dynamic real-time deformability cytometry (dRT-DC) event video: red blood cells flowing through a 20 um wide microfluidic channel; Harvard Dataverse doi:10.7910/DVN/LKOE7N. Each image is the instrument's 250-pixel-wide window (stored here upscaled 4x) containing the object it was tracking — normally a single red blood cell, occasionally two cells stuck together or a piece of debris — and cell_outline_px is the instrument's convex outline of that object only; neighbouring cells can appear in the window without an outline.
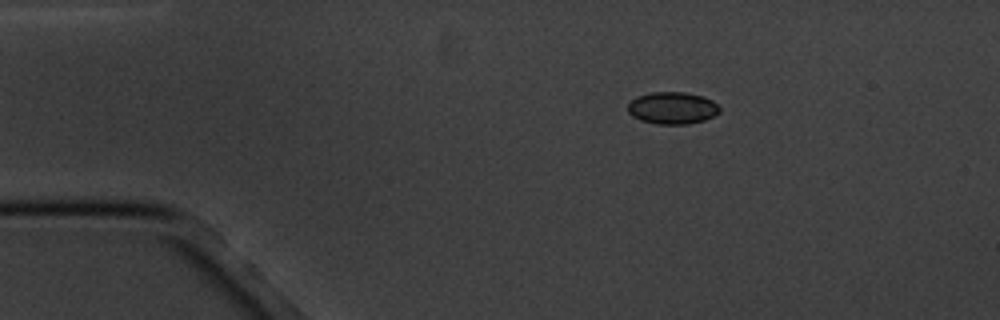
{"species": "common noctule bat (a hibernating species)", "species_latin": "Nyctalus noctula", "temperature_condition": "cold", "stored_images_in_passage": 3, "camera_frame_rate_fps": 3000, "um_per_image_px": 0.085, "animal": {"sex": "male", "body_mass_g": 20.1, "forearm_length_mm": 53.5}, "frame": {"image": 1, "passage_image": 1, "time_ms": 0.0, "image_size_px": [1000, 320], "cell_outline_px": [[720, 112], [704, 120], [688, 124], [656, 124], [640, 120], [632, 116], [628, 112], [628, 104], [636, 96], [652, 92], [684, 92], [704, 96], [712, 100], [720, 108]], "centroid_in_image_um": [57.14, 9.18], "position_along_channel_um": 27.9, "area_um2": 17.22}}
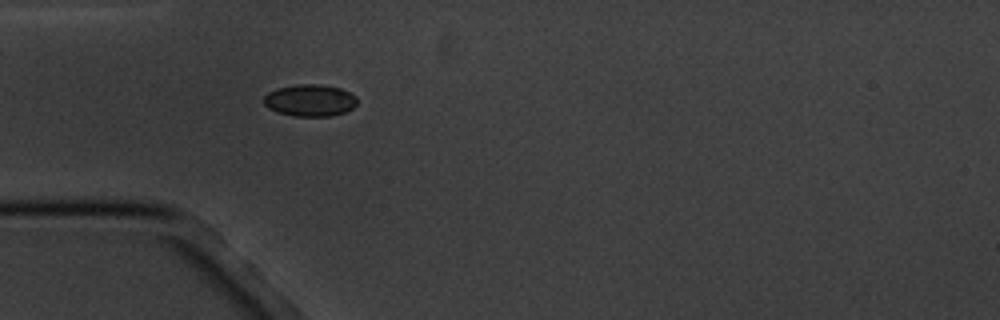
{"frame": {"image": 2, "passage_image": 3, "time_ms": 2.333, "image_size_px": [1000, 320], "cell_outline_px": [[356, 104], [352, 108], [344, 112], [332, 116], [296, 116], [276, 112], [268, 108], [264, 104], [264, 96], [268, 92], [276, 88], [300, 84], [320, 84], [340, 88], [356, 96]], "centroid_in_image_um": [26.32, 8.53], "position_along_channel_um": 58.7, "area_um2": 17.34}}